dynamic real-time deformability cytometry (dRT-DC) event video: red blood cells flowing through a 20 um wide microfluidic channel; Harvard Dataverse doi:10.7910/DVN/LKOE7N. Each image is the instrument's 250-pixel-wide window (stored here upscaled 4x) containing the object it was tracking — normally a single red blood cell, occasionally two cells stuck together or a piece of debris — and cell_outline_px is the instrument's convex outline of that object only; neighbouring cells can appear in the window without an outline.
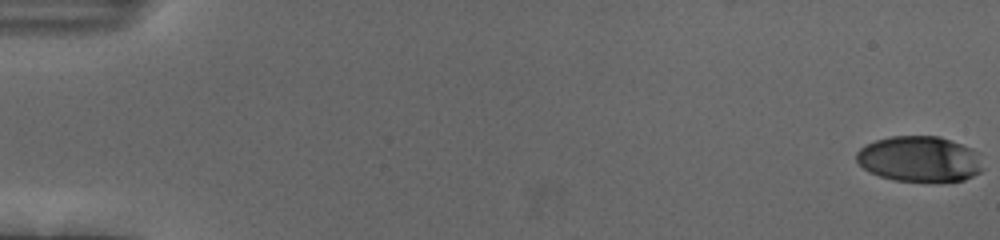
{"species": "human", "species_latin": "Homo sapiens", "temperature_condition": "cold", "stored_images_in_passage": 56, "camera_frame_rate_fps": 3000, "um_per_image_px": 0.085, "donor": {"sex": "female"}, "frame": {"image": 1, "passage_image": 1, "time_ms": 0.0, "image_size_px": [1000, 240], "cell_outline_px": [[980, 172], [964, 180], [896, 180], [880, 176], [868, 172], [856, 160], [856, 152], [860, 148], [876, 140], [892, 136], [940, 136], [952, 140], [972, 148], [980, 152]], "centroid_in_image_um": [78.15, 13.49], "position_along_channel_um": 6.8, "area_um2": 33.29}}
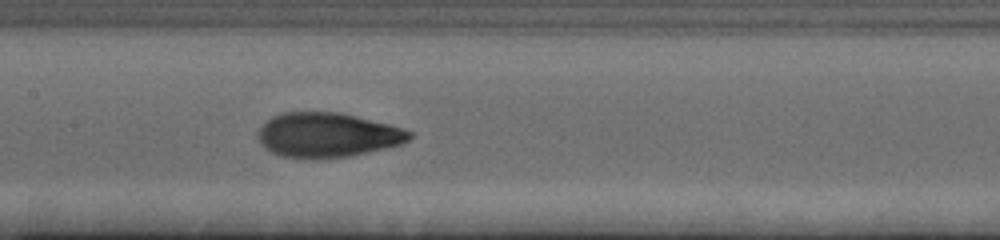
{"frame": {"image": 2, "passage_image": 29, "time_ms": 9.333, "image_size_px": [1000, 240], "cell_outline_px": [[412, 136], [408, 140], [400, 144], [352, 156], [312, 160], [300, 160], [280, 156], [264, 148], [256, 136], [260, 128], [272, 116], [280, 112], [340, 112], [404, 128], [412, 132]], "centroid_in_image_um": [27.79, 11.5], "position_along_channel_um": 179.6, "area_um2": 39.82}}
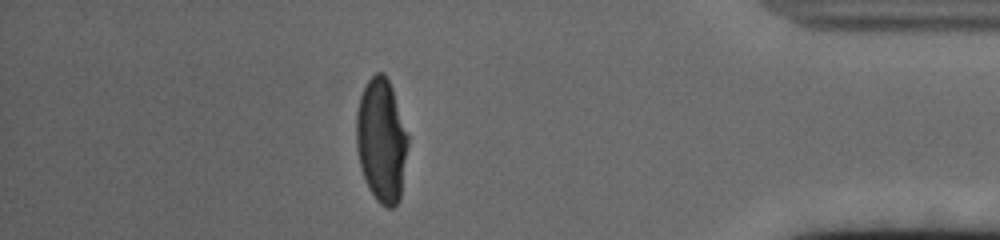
{"frame": {"image": 3, "passage_image": 50, "time_ms": 16.333, "image_size_px": [1000, 240], "cell_outline_px": [[408, 144], [400, 200], [392, 208], [388, 208], [380, 204], [376, 200], [368, 188], [364, 180], [356, 148], [356, 112], [360, 96], [368, 80], [376, 72], [384, 72], [392, 88], [408, 136]], "centroid_in_image_um": [32.41, 11.96], "position_along_channel_um": 402.8, "area_um2": 37.28}, "authors_computed_cell_mechanics": {"area_um2": 38.3503, "velocity_mm_per_s": 3.7029, "shape_relaxation_time_tau1_ms": 3.9103, "shape_relaxation_time_tau2_ms": 1.1672, "deformation_change_tau1": 0.2162, "deformation_change_tau2": 0.0536}}